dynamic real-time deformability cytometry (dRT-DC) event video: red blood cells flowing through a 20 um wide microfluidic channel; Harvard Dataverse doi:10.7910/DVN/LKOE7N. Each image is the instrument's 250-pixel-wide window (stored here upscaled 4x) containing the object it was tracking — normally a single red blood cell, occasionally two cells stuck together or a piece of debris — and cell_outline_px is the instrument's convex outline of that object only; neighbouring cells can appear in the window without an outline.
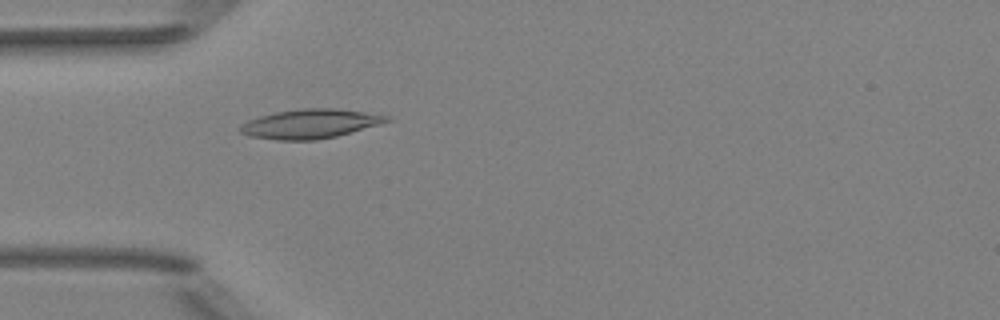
{"species": "Egyptian fruit bat (a non-hibernating species)", "species_latin": "Rousettus aegyptiacus", "temperature_condition": "room temperature", "stored_images_in_passage": 51, "camera_frame_rate_fps": 3000, "um_per_image_px": 0.085, "animal": {"sex": "female"}, "frame": {"image": 1, "passage_image": 15, "time_ms": 4.667, "image_size_px": [1000, 320], "cell_outline_px": [[392, 120], [380, 124], [336, 136], [316, 140], [276, 140], [248, 136], [240, 132], [240, 124], [248, 120], [260, 116], [276, 112], [300, 108], [336, 108], [392, 116]], "centroid_in_image_um": [26.36, 10.52], "position_along_channel_um": 58.6, "area_um2": 25.03}}
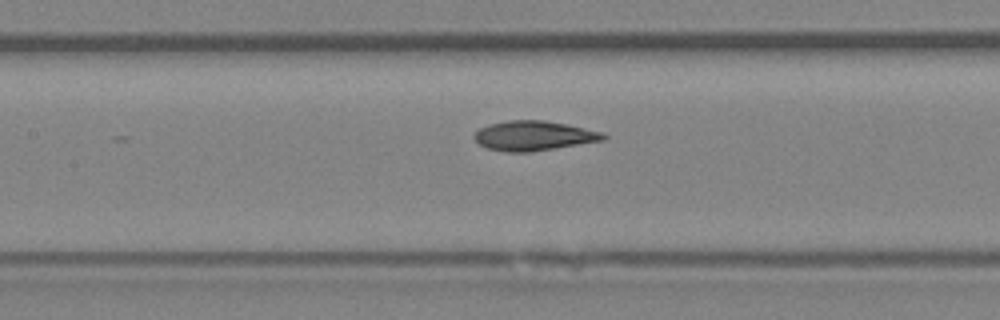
{"frame": {"image": 2, "passage_image": 23, "time_ms": 7.333, "image_size_px": [1000, 320], "cell_outline_px": [[608, 136], [604, 140], [528, 152], [508, 152], [488, 148], [480, 144], [472, 136], [480, 128], [488, 124], [508, 120], [544, 120], [604, 132]], "centroid_in_image_um": [45.36, 11.53], "position_along_channel_um": 162.0, "area_um2": 22.08}}
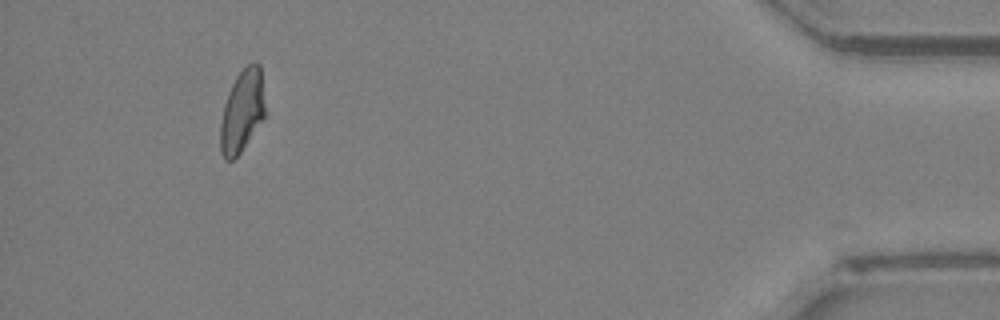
{"frame": {"image": 3, "passage_image": 47, "time_ms": 15.333, "image_size_px": [1000, 320], "cell_outline_px": [[268, 112], [240, 152], [232, 160], [224, 160], [220, 152], [220, 124], [224, 104], [228, 92], [236, 76], [252, 60], [256, 60], [260, 64]], "centroid_in_image_um": [20.62, 9.39], "position_along_channel_um": 414.6, "area_um2": 22.02}, "authors_computed_cell_mechanics": {"area_um2": 22.4842, "velocity_mm_per_s": 4.017, "shape_relaxation_time_tau1_ms": 9.2519, "shape_relaxation_time_tau2_ms": 2.1723, "deformation_change_tau1": 0.234, "deformation_change_tau2": 0.0739}}